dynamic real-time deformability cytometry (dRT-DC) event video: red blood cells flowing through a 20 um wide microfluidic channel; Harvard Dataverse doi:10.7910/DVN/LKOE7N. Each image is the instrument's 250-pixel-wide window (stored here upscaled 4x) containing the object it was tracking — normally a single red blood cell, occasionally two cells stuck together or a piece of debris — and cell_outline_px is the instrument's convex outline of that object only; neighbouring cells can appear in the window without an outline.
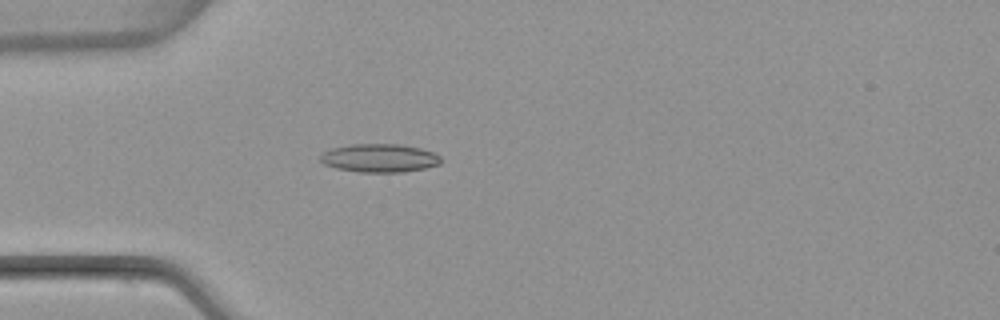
{"species": "common noctule bat (a hibernating species)", "species_latin": "Nyctalus noctula", "temperature_condition": "warm", "stored_images_in_passage": 51, "camera_frame_rate_fps": 3000, "um_per_image_px": 0.085, "animal": {"sex": "female", "body_mass_g": 22.7, "forearm_length_mm": 54.2}, "frame": {"image": 1, "passage_image": 14, "time_ms": 4.333, "image_size_px": [1000, 320], "cell_outline_px": [[440, 164], [424, 168], [404, 172], [356, 172], [336, 168], [324, 164], [320, 160], [320, 156], [324, 152], [332, 148], [352, 144], [400, 144], [420, 148], [432, 152], [440, 156]], "centroid_in_image_um": [32.24, 13.44], "position_along_channel_um": 52.8, "area_um2": 19.88}}
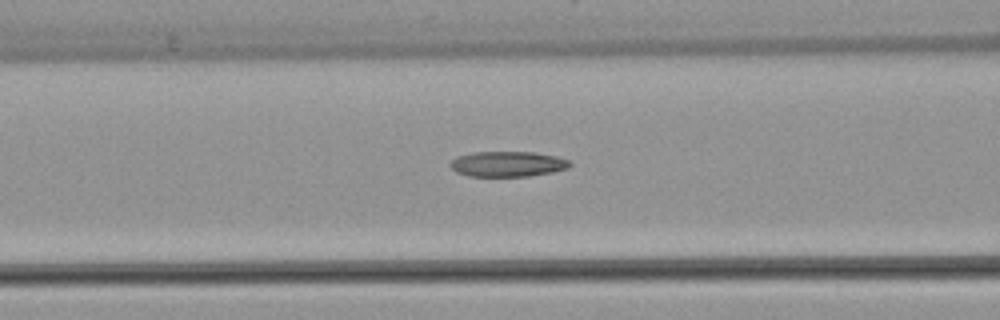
{"frame": {"image": 2, "passage_image": 20, "time_ms": 6.333, "image_size_px": [1000, 320], "cell_outline_px": [[572, 164], [568, 168], [552, 172], [528, 176], [468, 176], [456, 172], [448, 164], [456, 156], [472, 152], [532, 152], [556, 156], [572, 160]], "centroid_in_image_um": [43.15, 13.93], "position_along_channel_um": 123.4, "area_um2": 17.8}}
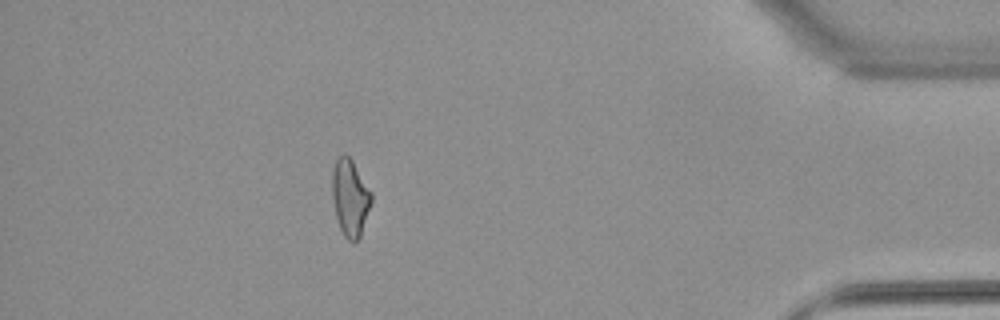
{"frame": {"image": 3, "passage_image": 45, "time_ms": 14.667, "image_size_px": [1000, 320], "cell_outline_px": [[372, 204], [360, 236], [356, 244], [352, 244], [344, 236], [336, 220], [332, 196], [332, 172], [336, 160], [344, 152], [352, 160], [372, 192]], "centroid_in_image_um": [29.77, 16.84], "position_along_channel_um": 405.4, "area_um2": 17.86}, "authors_computed_cell_mechanics": {"area_um2": 18.0914, "velocity_mm_per_s": 3.9707, "shape_relaxation_time_tau1_ms": null, "shape_relaxation_time_tau2_ms": 2.9967, "deformation_change_tau1": null, "deformation_change_tau2": 0.1062}}